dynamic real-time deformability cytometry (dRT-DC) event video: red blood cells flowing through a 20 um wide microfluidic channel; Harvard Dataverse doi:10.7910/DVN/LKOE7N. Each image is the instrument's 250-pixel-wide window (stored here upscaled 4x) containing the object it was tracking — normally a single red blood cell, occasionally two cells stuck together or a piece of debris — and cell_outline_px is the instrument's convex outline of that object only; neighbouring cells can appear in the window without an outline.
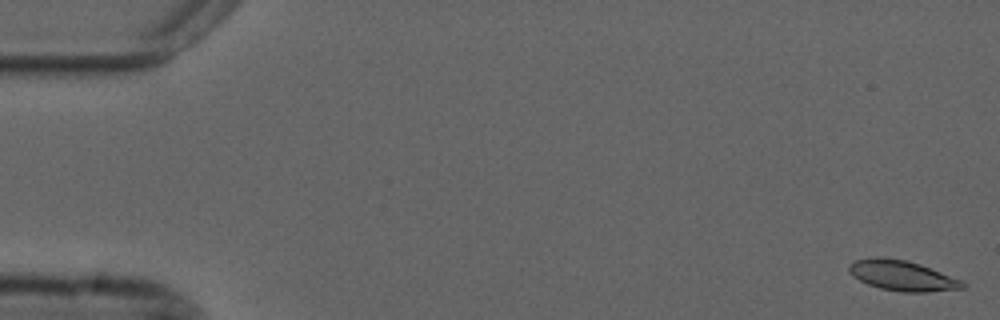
{"species": "common noctule bat (a hibernating species)", "species_latin": "Nyctalus noctula", "temperature_condition": "cold", "stored_images_in_passage": 56, "camera_frame_rate_fps": 3000, "um_per_image_px": 0.085, "animal": {"sex": "male", "forearm_length_mm": 52.5}, "frame": {"image": 1, "passage_image": 1, "time_ms": 0.0, "image_size_px": [1000, 320], "cell_outline_px": [[964, 288], [928, 292], [900, 292], [880, 288], [868, 284], [852, 276], [848, 272], [848, 268], [856, 260], [876, 256], [904, 260], [920, 264], [960, 280], [964, 284]], "centroid_in_image_um": [76.65, 23.43], "position_along_channel_um": 8.4, "area_um2": 19.71}}
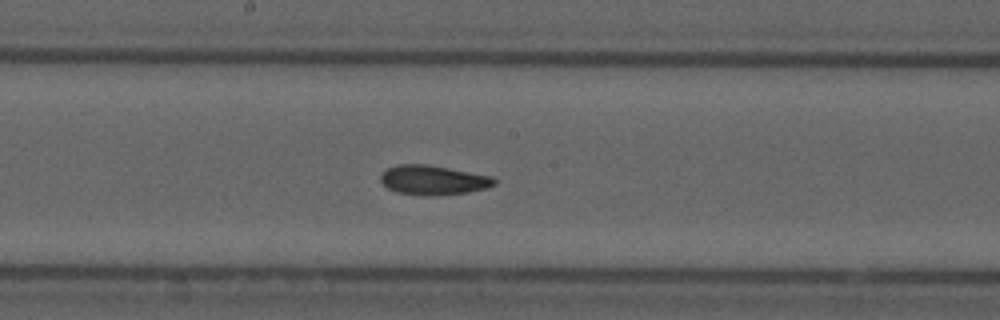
{"frame": {"image": 2, "passage_image": 29, "time_ms": 9.333, "image_size_px": [1000, 320], "cell_outline_px": [[496, 184], [484, 188], [468, 192], [432, 196], [420, 196], [396, 192], [388, 188], [380, 180], [380, 176], [388, 168], [396, 164], [424, 164], [448, 168], [492, 176], [496, 180]], "centroid_in_image_um": [36.8, 15.31], "position_along_channel_um": 211.4, "area_um2": 19.48}}
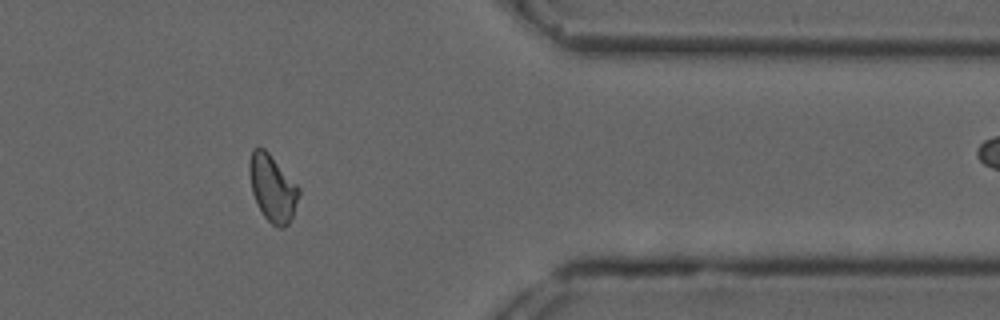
{"frame": {"image": 3, "passage_image": 45, "time_ms": 14.667, "image_size_px": [1000, 320], "cell_outline_px": [[300, 196], [292, 216], [288, 224], [280, 228], [272, 224], [264, 216], [256, 204], [252, 192], [248, 172], [248, 164], [252, 148], [264, 148], [268, 152], [300, 188]], "centroid_in_image_um": [23.14, 15.98], "position_along_channel_um": 388.3, "area_um2": 19.25}, "authors_computed_cell_mechanics": {"area_um2": 19.4497, "velocity_mm_per_s": 3.688, "shape_relaxation_time_tau1_ms": 10.3645, "shape_relaxation_time_tau2_ms": 4.1518, "deformation_change_tau1": 0.1664, "deformation_change_tau2": 0.091}}